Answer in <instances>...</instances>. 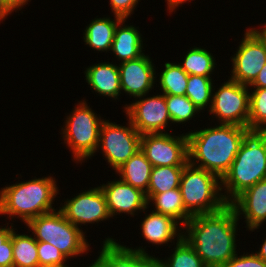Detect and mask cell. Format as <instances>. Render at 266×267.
Segmentation results:
<instances>
[{"instance_id": "obj_13", "label": "cell", "mask_w": 266, "mask_h": 267, "mask_svg": "<svg viewBox=\"0 0 266 267\" xmlns=\"http://www.w3.org/2000/svg\"><path fill=\"white\" fill-rule=\"evenodd\" d=\"M59 209L67 220L76 227L93 224L111 218L106 198L100 186L78 193L74 198L64 200ZM80 225V226H79Z\"/></svg>"}, {"instance_id": "obj_16", "label": "cell", "mask_w": 266, "mask_h": 267, "mask_svg": "<svg viewBox=\"0 0 266 267\" xmlns=\"http://www.w3.org/2000/svg\"><path fill=\"white\" fill-rule=\"evenodd\" d=\"M230 205L234 208L237 218L246 219V228L254 231L266 221V179L260 180L239 196ZM241 215V216H240Z\"/></svg>"}, {"instance_id": "obj_35", "label": "cell", "mask_w": 266, "mask_h": 267, "mask_svg": "<svg viewBox=\"0 0 266 267\" xmlns=\"http://www.w3.org/2000/svg\"><path fill=\"white\" fill-rule=\"evenodd\" d=\"M145 248H142L141 246L139 248H132L130 247L129 249L133 251H138V267H165L164 260L163 259H158L151 256L150 254L146 253Z\"/></svg>"}, {"instance_id": "obj_3", "label": "cell", "mask_w": 266, "mask_h": 267, "mask_svg": "<svg viewBox=\"0 0 266 267\" xmlns=\"http://www.w3.org/2000/svg\"><path fill=\"white\" fill-rule=\"evenodd\" d=\"M59 190L52 176L7 185L0 190V215H7L10 220L20 218L26 224L56 210L52 204Z\"/></svg>"}, {"instance_id": "obj_34", "label": "cell", "mask_w": 266, "mask_h": 267, "mask_svg": "<svg viewBox=\"0 0 266 267\" xmlns=\"http://www.w3.org/2000/svg\"><path fill=\"white\" fill-rule=\"evenodd\" d=\"M140 0H110L111 11L114 16L127 19L132 15Z\"/></svg>"}, {"instance_id": "obj_32", "label": "cell", "mask_w": 266, "mask_h": 267, "mask_svg": "<svg viewBox=\"0 0 266 267\" xmlns=\"http://www.w3.org/2000/svg\"><path fill=\"white\" fill-rule=\"evenodd\" d=\"M39 267H67L68 258L54 245L37 242Z\"/></svg>"}, {"instance_id": "obj_37", "label": "cell", "mask_w": 266, "mask_h": 267, "mask_svg": "<svg viewBox=\"0 0 266 267\" xmlns=\"http://www.w3.org/2000/svg\"><path fill=\"white\" fill-rule=\"evenodd\" d=\"M249 87L266 88V63L264 64L260 72L258 73L257 78L254 80V82Z\"/></svg>"}, {"instance_id": "obj_38", "label": "cell", "mask_w": 266, "mask_h": 267, "mask_svg": "<svg viewBox=\"0 0 266 267\" xmlns=\"http://www.w3.org/2000/svg\"><path fill=\"white\" fill-rule=\"evenodd\" d=\"M29 1L31 0H4V3L11 12H17V10L22 9L24 5H27Z\"/></svg>"}, {"instance_id": "obj_41", "label": "cell", "mask_w": 266, "mask_h": 267, "mask_svg": "<svg viewBox=\"0 0 266 267\" xmlns=\"http://www.w3.org/2000/svg\"><path fill=\"white\" fill-rule=\"evenodd\" d=\"M12 12L6 7L4 0H0V22L5 20Z\"/></svg>"}, {"instance_id": "obj_23", "label": "cell", "mask_w": 266, "mask_h": 267, "mask_svg": "<svg viewBox=\"0 0 266 267\" xmlns=\"http://www.w3.org/2000/svg\"><path fill=\"white\" fill-rule=\"evenodd\" d=\"M148 205L153 203L155 212L173 217L182 226L192 217L186 210L180 188L160 194H145ZM150 203V204H149Z\"/></svg>"}, {"instance_id": "obj_15", "label": "cell", "mask_w": 266, "mask_h": 267, "mask_svg": "<svg viewBox=\"0 0 266 267\" xmlns=\"http://www.w3.org/2000/svg\"><path fill=\"white\" fill-rule=\"evenodd\" d=\"M100 188L105 195L108 212L112 218L122 213L134 216L139 211L145 212L150 207L145 192L121 179L108 181Z\"/></svg>"}, {"instance_id": "obj_43", "label": "cell", "mask_w": 266, "mask_h": 267, "mask_svg": "<svg viewBox=\"0 0 266 267\" xmlns=\"http://www.w3.org/2000/svg\"><path fill=\"white\" fill-rule=\"evenodd\" d=\"M259 35L260 37L265 41L266 43V23L263 25V29H255L253 28Z\"/></svg>"}, {"instance_id": "obj_19", "label": "cell", "mask_w": 266, "mask_h": 267, "mask_svg": "<svg viewBox=\"0 0 266 267\" xmlns=\"http://www.w3.org/2000/svg\"><path fill=\"white\" fill-rule=\"evenodd\" d=\"M126 19H122L116 26L114 39L111 45L117 60L124 62L136 59L144 54L143 39L140 31L133 25H125Z\"/></svg>"}, {"instance_id": "obj_36", "label": "cell", "mask_w": 266, "mask_h": 267, "mask_svg": "<svg viewBox=\"0 0 266 267\" xmlns=\"http://www.w3.org/2000/svg\"><path fill=\"white\" fill-rule=\"evenodd\" d=\"M0 267H13L12 232L0 247Z\"/></svg>"}, {"instance_id": "obj_12", "label": "cell", "mask_w": 266, "mask_h": 267, "mask_svg": "<svg viewBox=\"0 0 266 267\" xmlns=\"http://www.w3.org/2000/svg\"><path fill=\"white\" fill-rule=\"evenodd\" d=\"M145 96L147 95L137 97L133 103L124 105V112L141 135L166 133L165 128L167 129L168 123L172 121L165 95L161 93L147 98Z\"/></svg>"}, {"instance_id": "obj_28", "label": "cell", "mask_w": 266, "mask_h": 267, "mask_svg": "<svg viewBox=\"0 0 266 267\" xmlns=\"http://www.w3.org/2000/svg\"><path fill=\"white\" fill-rule=\"evenodd\" d=\"M214 87L211 77L189 75L185 95L202 111L211 108Z\"/></svg>"}, {"instance_id": "obj_44", "label": "cell", "mask_w": 266, "mask_h": 267, "mask_svg": "<svg viewBox=\"0 0 266 267\" xmlns=\"http://www.w3.org/2000/svg\"><path fill=\"white\" fill-rule=\"evenodd\" d=\"M255 133L264 141V144L266 146V129L255 131Z\"/></svg>"}, {"instance_id": "obj_8", "label": "cell", "mask_w": 266, "mask_h": 267, "mask_svg": "<svg viewBox=\"0 0 266 267\" xmlns=\"http://www.w3.org/2000/svg\"><path fill=\"white\" fill-rule=\"evenodd\" d=\"M126 125L128 126L104 120L100 127L97 151L99 149L102 151L112 170L118 169L140 150L142 135L134 128L130 120Z\"/></svg>"}, {"instance_id": "obj_27", "label": "cell", "mask_w": 266, "mask_h": 267, "mask_svg": "<svg viewBox=\"0 0 266 267\" xmlns=\"http://www.w3.org/2000/svg\"><path fill=\"white\" fill-rule=\"evenodd\" d=\"M159 74V85L164 95H185L188 74L177 63L166 62Z\"/></svg>"}, {"instance_id": "obj_17", "label": "cell", "mask_w": 266, "mask_h": 267, "mask_svg": "<svg viewBox=\"0 0 266 267\" xmlns=\"http://www.w3.org/2000/svg\"><path fill=\"white\" fill-rule=\"evenodd\" d=\"M145 213L141 222L142 237L152 244L164 245L183 237V226L173 217L155 212ZM180 227V228H179Z\"/></svg>"}, {"instance_id": "obj_1", "label": "cell", "mask_w": 266, "mask_h": 267, "mask_svg": "<svg viewBox=\"0 0 266 267\" xmlns=\"http://www.w3.org/2000/svg\"><path fill=\"white\" fill-rule=\"evenodd\" d=\"M238 221L227 204L217 212L192 216L183 226V237L207 267H221L237 254Z\"/></svg>"}, {"instance_id": "obj_7", "label": "cell", "mask_w": 266, "mask_h": 267, "mask_svg": "<svg viewBox=\"0 0 266 267\" xmlns=\"http://www.w3.org/2000/svg\"><path fill=\"white\" fill-rule=\"evenodd\" d=\"M74 108L67 115L61 131L64 143L72 151V157L76 163L82 164L97 152L100 127L104 119L97 116L85 100L78 102Z\"/></svg>"}, {"instance_id": "obj_25", "label": "cell", "mask_w": 266, "mask_h": 267, "mask_svg": "<svg viewBox=\"0 0 266 267\" xmlns=\"http://www.w3.org/2000/svg\"><path fill=\"white\" fill-rule=\"evenodd\" d=\"M183 63H178L188 75L212 77L215 71V58L205 48L195 47L187 51Z\"/></svg>"}, {"instance_id": "obj_31", "label": "cell", "mask_w": 266, "mask_h": 267, "mask_svg": "<svg viewBox=\"0 0 266 267\" xmlns=\"http://www.w3.org/2000/svg\"><path fill=\"white\" fill-rule=\"evenodd\" d=\"M252 90L249 91L248 129L255 132L266 129V88H252Z\"/></svg>"}, {"instance_id": "obj_33", "label": "cell", "mask_w": 266, "mask_h": 267, "mask_svg": "<svg viewBox=\"0 0 266 267\" xmlns=\"http://www.w3.org/2000/svg\"><path fill=\"white\" fill-rule=\"evenodd\" d=\"M221 267H266V262L255 253L248 252L238 256V253Z\"/></svg>"}, {"instance_id": "obj_26", "label": "cell", "mask_w": 266, "mask_h": 267, "mask_svg": "<svg viewBox=\"0 0 266 267\" xmlns=\"http://www.w3.org/2000/svg\"><path fill=\"white\" fill-rule=\"evenodd\" d=\"M184 166L152 167L148 191L145 194H160L179 188Z\"/></svg>"}, {"instance_id": "obj_42", "label": "cell", "mask_w": 266, "mask_h": 267, "mask_svg": "<svg viewBox=\"0 0 266 267\" xmlns=\"http://www.w3.org/2000/svg\"><path fill=\"white\" fill-rule=\"evenodd\" d=\"M255 254L266 262V239L263 240L261 248H259L258 252L256 251Z\"/></svg>"}, {"instance_id": "obj_9", "label": "cell", "mask_w": 266, "mask_h": 267, "mask_svg": "<svg viewBox=\"0 0 266 267\" xmlns=\"http://www.w3.org/2000/svg\"><path fill=\"white\" fill-rule=\"evenodd\" d=\"M249 86L229 78L212 95L211 108L208 110L218 119L217 124H234L248 128Z\"/></svg>"}, {"instance_id": "obj_6", "label": "cell", "mask_w": 266, "mask_h": 267, "mask_svg": "<svg viewBox=\"0 0 266 267\" xmlns=\"http://www.w3.org/2000/svg\"><path fill=\"white\" fill-rule=\"evenodd\" d=\"M37 242H48L57 247L67 258L88 253L89 243L84 231L66 219L60 209L39 215L26 223Z\"/></svg>"}, {"instance_id": "obj_4", "label": "cell", "mask_w": 266, "mask_h": 267, "mask_svg": "<svg viewBox=\"0 0 266 267\" xmlns=\"http://www.w3.org/2000/svg\"><path fill=\"white\" fill-rule=\"evenodd\" d=\"M263 179H266V146L255 132H250L243 140L231 168L221 179L224 199L230 204Z\"/></svg>"}, {"instance_id": "obj_40", "label": "cell", "mask_w": 266, "mask_h": 267, "mask_svg": "<svg viewBox=\"0 0 266 267\" xmlns=\"http://www.w3.org/2000/svg\"><path fill=\"white\" fill-rule=\"evenodd\" d=\"M186 1L189 2L191 0H166L165 2H167V10L171 14L172 12H174V10L176 8H178L179 6H181Z\"/></svg>"}, {"instance_id": "obj_21", "label": "cell", "mask_w": 266, "mask_h": 267, "mask_svg": "<svg viewBox=\"0 0 266 267\" xmlns=\"http://www.w3.org/2000/svg\"><path fill=\"white\" fill-rule=\"evenodd\" d=\"M115 19H111L110 16L103 18L93 19L84 31L85 45L89 46L94 51H101L107 53L111 49V45L114 39V32L118 23L122 18L114 16Z\"/></svg>"}, {"instance_id": "obj_5", "label": "cell", "mask_w": 266, "mask_h": 267, "mask_svg": "<svg viewBox=\"0 0 266 267\" xmlns=\"http://www.w3.org/2000/svg\"><path fill=\"white\" fill-rule=\"evenodd\" d=\"M179 188L191 216L214 213L228 204L221 193V178L190 162L184 166Z\"/></svg>"}, {"instance_id": "obj_20", "label": "cell", "mask_w": 266, "mask_h": 267, "mask_svg": "<svg viewBox=\"0 0 266 267\" xmlns=\"http://www.w3.org/2000/svg\"><path fill=\"white\" fill-rule=\"evenodd\" d=\"M116 241L105 238L99 256L92 263L94 267H138V251Z\"/></svg>"}, {"instance_id": "obj_22", "label": "cell", "mask_w": 266, "mask_h": 267, "mask_svg": "<svg viewBox=\"0 0 266 267\" xmlns=\"http://www.w3.org/2000/svg\"><path fill=\"white\" fill-rule=\"evenodd\" d=\"M151 170V163L147 160L144 153L139 150L116 169L115 172L122 181L146 193L150 182Z\"/></svg>"}, {"instance_id": "obj_14", "label": "cell", "mask_w": 266, "mask_h": 267, "mask_svg": "<svg viewBox=\"0 0 266 267\" xmlns=\"http://www.w3.org/2000/svg\"><path fill=\"white\" fill-rule=\"evenodd\" d=\"M118 67L121 91L127 95L137 98L154 89L156 68L149 55L121 62Z\"/></svg>"}, {"instance_id": "obj_11", "label": "cell", "mask_w": 266, "mask_h": 267, "mask_svg": "<svg viewBox=\"0 0 266 267\" xmlns=\"http://www.w3.org/2000/svg\"><path fill=\"white\" fill-rule=\"evenodd\" d=\"M232 59L230 79L250 86L266 63V43L253 29H246Z\"/></svg>"}, {"instance_id": "obj_2", "label": "cell", "mask_w": 266, "mask_h": 267, "mask_svg": "<svg viewBox=\"0 0 266 267\" xmlns=\"http://www.w3.org/2000/svg\"><path fill=\"white\" fill-rule=\"evenodd\" d=\"M193 131L187 133L189 162L221 179L231 168L243 140L251 132L246 127L234 124H220Z\"/></svg>"}, {"instance_id": "obj_29", "label": "cell", "mask_w": 266, "mask_h": 267, "mask_svg": "<svg viewBox=\"0 0 266 267\" xmlns=\"http://www.w3.org/2000/svg\"><path fill=\"white\" fill-rule=\"evenodd\" d=\"M173 250L171 256L164 259L165 267H207L184 237L177 240Z\"/></svg>"}, {"instance_id": "obj_18", "label": "cell", "mask_w": 266, "mask_h": 267, "mask_svg": "<svg viewBox=\"0 0 266 267\" xmlns=\"http://www.w3.org/2000/svg\"><path fill=\"white\" fill-rule=\"evenodd\" d=\"M85 79L90 88L107 98L119 99L121 82L118 65L110 62L96 63L86 68Z\"/></svg>"}, {"instance_id": "obj_39", "label": "cell", "mask_w": 266, "mask_h": 267, "mask_svg": "<svg viewBox=\"0 0 266 267\" xmlns=\"http://www.w3.org/2000/svg\"><path fill=\"white\" fill-rule=\"evenodd\" d=\"M13 229L14 228H13L12 224L10 227L6 226V224H5V227L0 226V247H1V244L10 237Z\"/></svg>"}, {"instance_id": "obj_10", "label": "cell", "mask_w": 266, "mask_h": 267, "mask_svg": "<svg viewBox=\"0 0 266 267\" xmlns=\"http://www.w3.org/2000/svg\"><path fill=\"white\" fill-rule=\"evenodd\" d=\"M140 150L152 167L185 166L189 162L187 133L179 136L168 132L143 134Z\"/></svg>"}, {"instance_id": "obj_24", "label": "cell", "mask_w": 266, "mask_h": 267, "mask_svg": "<svg viewBox=\"0 0 266 267\" xmlns=\"http://www.w3.org/2000/svg\"><path fill=\"white\" fill-rule=\"evenodd\" d=\"M12 231L13 267H39L37 241L33 235Z\"/></svg>"}, {"instance_id": "obj_30", "label": "cell", "mask_w": 266, "mask_h": 267, "mask_svg": "<svg viewBox=\"0 0 266 267\" xmlns=\"http://www.w3.org/2000/svg\"><path fill=\"white\" fill-rule=\"evenodd\" d=\"M165 100L173 124H185L200 113L199 108L186 95H165Z\"/></svg>"}]
</instances>
